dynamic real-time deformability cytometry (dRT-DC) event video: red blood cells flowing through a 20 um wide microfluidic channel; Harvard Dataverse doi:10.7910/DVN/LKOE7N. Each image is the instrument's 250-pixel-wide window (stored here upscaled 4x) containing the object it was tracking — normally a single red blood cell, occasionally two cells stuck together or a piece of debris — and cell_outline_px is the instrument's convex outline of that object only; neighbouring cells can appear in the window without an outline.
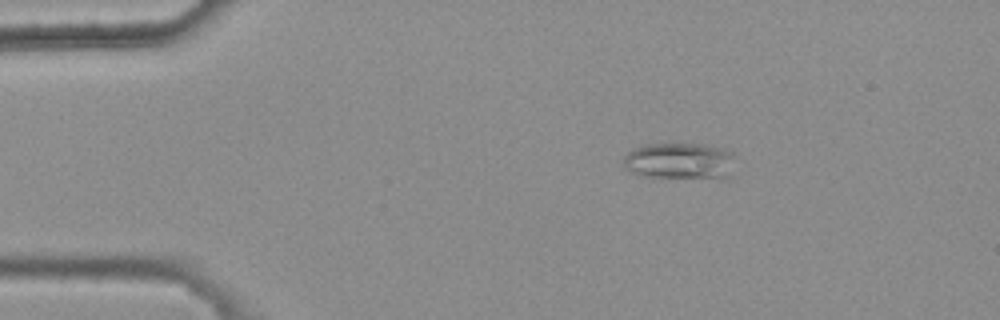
{"species": "common noctule bat (a hibernating species)", "species_latin": "Nyctalus noctula", "temperature_condition": "warm", "stored_images_in_passage": 5, "camera_frame_rate_fps": 3000, "um_per_image_px": 0.085, "animal": {"sex": "female", "body_mass_g": 25.1}, "frame": {"image": 1, "passage_image": 2, "time_ms": 0.333, "image_size_px": [1000, 320], "cell_outline_px": [[736, 156], [728, 180], [644, 176], [632, 172], [624, 168], [624, 156], [628, 152], [644, 144], [704, 144], [720, 148], [732, 152]], "centroid_in_image_um": [57.85, 13.71], "position_along_channel_um": 27.1, "area_um2": 24.33}}